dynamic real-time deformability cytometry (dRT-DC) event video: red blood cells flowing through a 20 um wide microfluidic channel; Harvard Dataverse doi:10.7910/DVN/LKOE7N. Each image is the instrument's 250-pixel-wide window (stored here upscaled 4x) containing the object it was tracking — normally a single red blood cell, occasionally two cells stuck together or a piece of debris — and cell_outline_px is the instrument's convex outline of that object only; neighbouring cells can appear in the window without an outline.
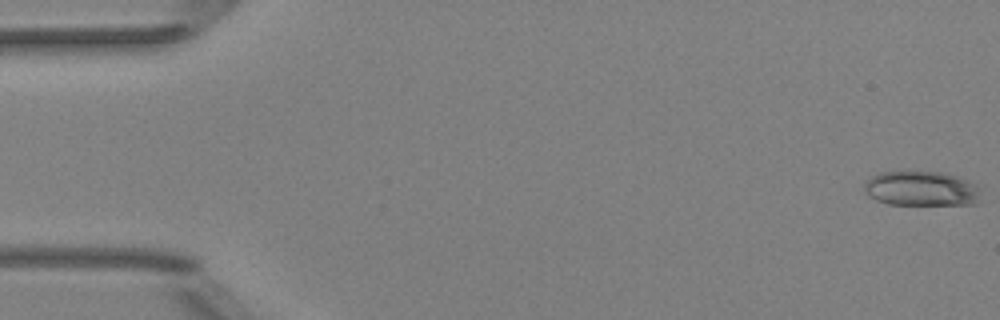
{"species": "Egyptian fruit bat (a non-hibernating species)", "species_latin": "Rousettus aegyptiacus", "temperature_condition": "room temperature", "stored_images_in_passage": 8, "camera_frame_rate_fps": 3000, "um_per_image_px": 0.085, "animal": {"sex": "female"}, "frame": {"image": 1, "passage_image": 1, "time_ms": 0.0, "image_size_px": [1000, 320], "cell_outline_px": [[980, 188], [976, 200], [972, 204], [888, 204], [876, 200], [868, 196], [864, 188], [864, 184], [872, 176], [880, 172], [908, 168], [940, 172], [956, 176], [976, 184]], "centroid_in_image_um": [78.24, 15.97], "position_along_channel_um": 6.8, "area_um2": 24.1}}
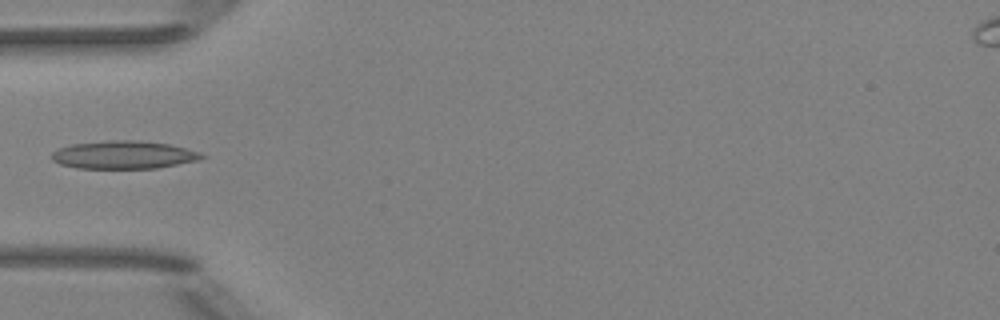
{"frame": {"image": 2, "passage_image": 6, "time_ms": 5.667, "image_size_px": [1000, 320], "cell_outline_px": [[204, 156], [200, 160], [156, 168], [76, 168], [60, 164], [52, 160], [52, 152], [60, 148], [72, 144], [108, 140], [140, 140], [168, 144], [188, 148], [200, 152]], "centroid_in_image_um": [10.53, 13.16], "position_along_channel_um": 74.5, "area_um2": 24.45}}
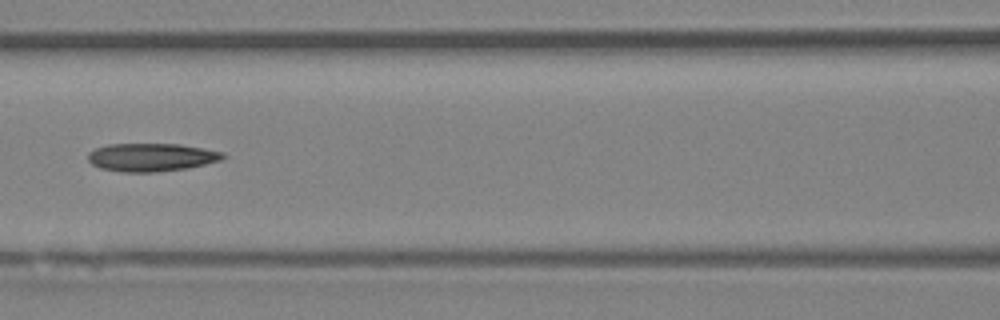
{"frame": {"image": 3, "passage_image": 8, "time_ms": 7.667, "image_size_px": [1000, 320], "cell_outline_px": [[228, 156], [220, 160], [188, 168], [156, 172], [120, 172], [100, 168], [92, 164], [88, 160], [88, 152], [96, 148], [108, 144], [180, 144], [204, 148], [224, 152]], "centroid_in_image_um": [12.87, 13.37], "position_along_channel_um": 153.7, "area_um2": 22.25}}